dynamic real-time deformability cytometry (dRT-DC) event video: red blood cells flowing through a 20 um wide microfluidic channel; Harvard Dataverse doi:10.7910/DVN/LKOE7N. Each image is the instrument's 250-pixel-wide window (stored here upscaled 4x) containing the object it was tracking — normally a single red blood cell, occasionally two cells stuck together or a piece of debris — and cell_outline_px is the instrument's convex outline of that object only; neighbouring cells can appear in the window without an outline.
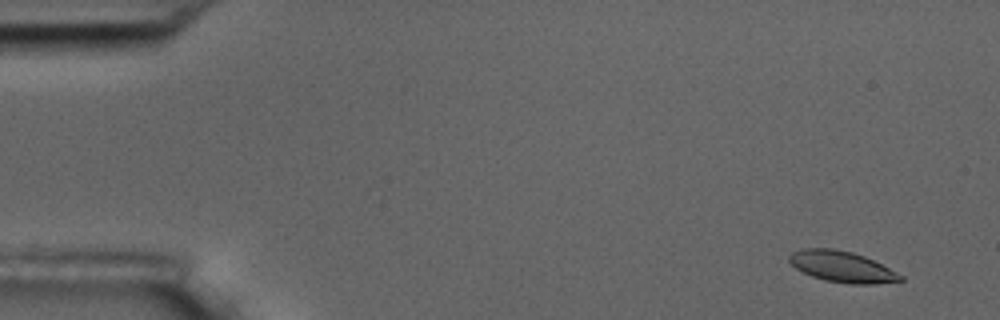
{"species": "common noctule bat (a hibernating species)", "species_latin": "Nyctalus noctula", "temperature_condition": "room temperature", "stored_images_in_passage": 6, "camera_frame_rate_fps": 3000, "um_per_image_px": 0.085, "animal": {"sex": "male", "body_mass_g": 17.5, "forearm_length_mm": 52.3}, "frame": {"image": 1, "passage_image": 1, "time_ms": 0.0, "image_size_px": [1000, 320], "cell_outline_px": [[904, 280], [876, 284], [852, 284], [824, 280], [812, 276], [796, 268], [788, 260], [788, 256], [792, 252], [804, 248], [832, 248], [852, 252], [864, 256], [904, 276]], "centroid_in_image_um": [71.56, 22.67], "position_along_channel_um": 13.4, "area_um2": 19.94}}
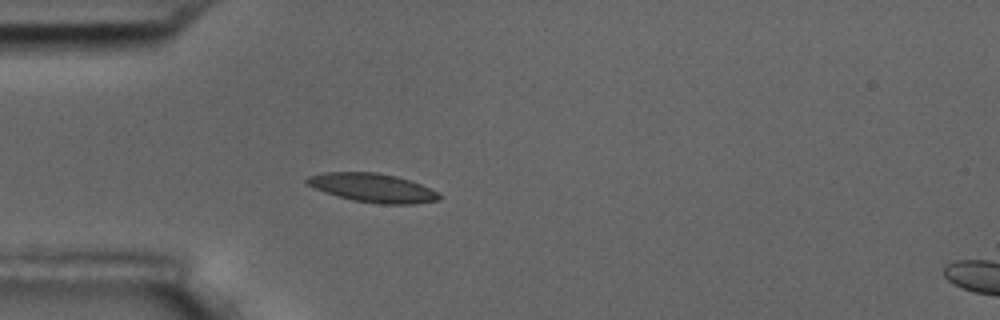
{"frame": {"image": 2, "passage_image": 5, "time_ms": 4.333, "image_size_px": [1000, 320], "cell_outline_px": [[444, 196], [440, 200], [412, 204], [380, 204], [352, 200], [336, 196], [324, 192], [308, 184], [304, 180], [308, 176], [324, 172], [376, 172], [396, 176], [420, 184]], "centroid_in_image_um": [31.67, 15.97], "position_along_channel_um": 53.3, "area_um2": 22.14}}